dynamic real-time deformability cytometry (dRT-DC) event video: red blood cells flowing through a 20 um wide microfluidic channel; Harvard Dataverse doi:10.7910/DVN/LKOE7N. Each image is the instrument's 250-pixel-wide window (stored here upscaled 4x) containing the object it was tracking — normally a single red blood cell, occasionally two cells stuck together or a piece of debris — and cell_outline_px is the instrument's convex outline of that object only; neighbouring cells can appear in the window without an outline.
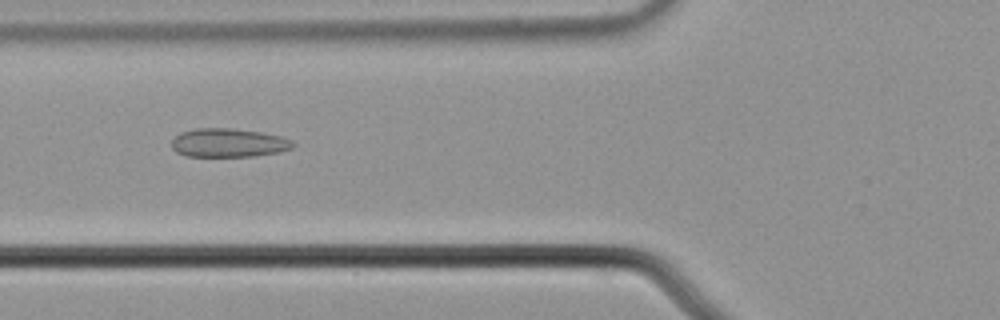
{"species": "common noctule bat (a hibernating species)", "species_latin": "Nyctalus noctula", "temperature_condition": "cold", "stored_images_in_passage": 49, "camera_frame_rate_fps": 3000, "um_per_image_px": 0.085, "animal": {"sex": "male", "body_mass_g": 21.5, "forearm_length_mm": 52.0}, "frame": {"image": 1, "passage_image": 15, "time_ms": 4.667, "image_size_px": [1000, 320], "cell_outline_px": [[296, 144], [292, 148], [280, 152], [252, 156], [184, 156], [176, 152], [172, 148], [172, 140], [180, 132], [196, 128], [236, 128], [260, 132], [280, 136], [292, 140]], "centroid_in_image_um": [19.42, 12.13], "position_along_channel_um": 106.4, "area_um2": 20.4}}
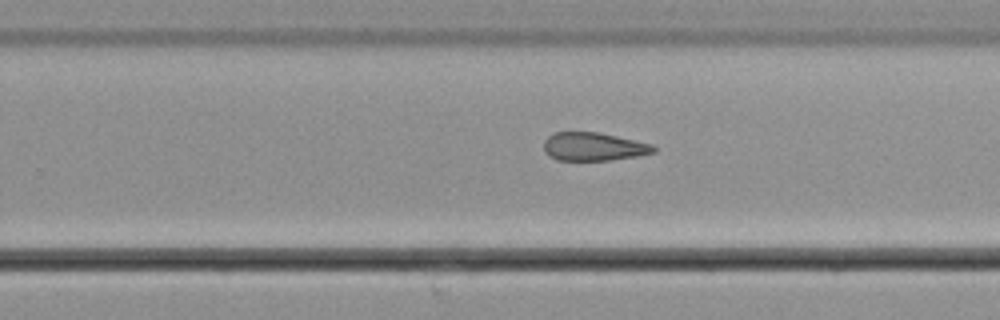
{"frame": {"image": 2, "passage_image": 29, "time_ms": 9.333, "image_size_px": [1000, 320], "cell_outline_px": [[656, 152], [636, 156], [608, 160], [556, 160], [548, 156], [544, 152], [544, 140], [552, 132], [596, 132], [616, 136], [652, 144], [656, 148]], "centroid_in_image_um": [50.41, 12.46], "position_along_channel_um": 279.4, "area_um2": 18.09}}
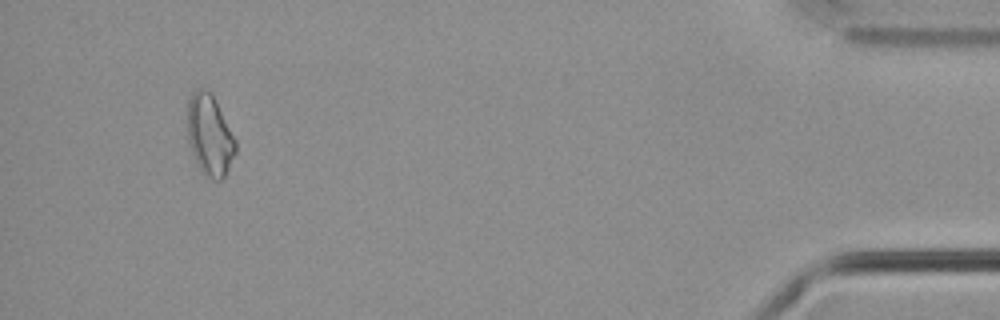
{"frame": {"image": 3, "passage_image": 46, "time_ms": 15.0, "image_size_px": [1000, 320], "cell_outline_px": [[236, 152], [224, 176], [220, 180], [212, 180], [204, 176], [200, 172], [196, 164], [188, 140], [188, 96], [196, 88], [204, 88], [212, 92], [236, 140]], "centroid_in_image_um": [17.81, 11.48], "position_along_channel_um": 417.4, "area_um2": 23.0}}